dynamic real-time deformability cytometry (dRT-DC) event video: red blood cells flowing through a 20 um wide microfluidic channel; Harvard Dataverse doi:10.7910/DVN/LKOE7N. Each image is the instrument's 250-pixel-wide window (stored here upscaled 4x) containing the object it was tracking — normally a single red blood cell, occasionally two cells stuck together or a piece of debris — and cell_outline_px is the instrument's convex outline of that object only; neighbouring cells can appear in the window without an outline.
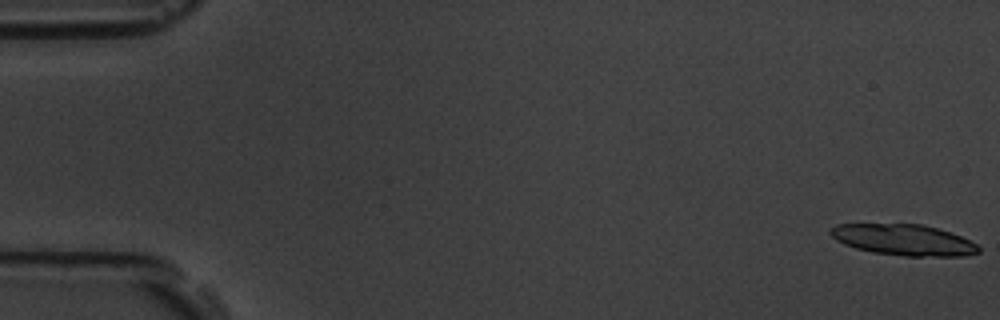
{"species": "common noctule bat (a hibernating species)", "species_latin": "Nyctalus noctula", "temperature_condition": "room temperature", "stored_images_in_passage": 6, "camera_frame_rate_fps": 3000, "um_per_image_px": 0.085, "animal": {"sex": "male", "body_mass_g": 19.5, "forearm_length_mm": 54.6}, "frame": {"image": 1, "passage_image": 1, "time_ms": 0.0, "image_size_px": [1000, 320], "cell_outline_px": [[980, 252], [964, 256], [904, 256], [872, 252], [856, 248], [844, 244], [836, 240], [828, 232], [836, 224], [924, 224], [960, 236], [976, 244], [980, 248]], "centroid_in_image_um": [76.8, 20.39], "position_along_channel_um": 8.2, "area_um2": 26.65}}